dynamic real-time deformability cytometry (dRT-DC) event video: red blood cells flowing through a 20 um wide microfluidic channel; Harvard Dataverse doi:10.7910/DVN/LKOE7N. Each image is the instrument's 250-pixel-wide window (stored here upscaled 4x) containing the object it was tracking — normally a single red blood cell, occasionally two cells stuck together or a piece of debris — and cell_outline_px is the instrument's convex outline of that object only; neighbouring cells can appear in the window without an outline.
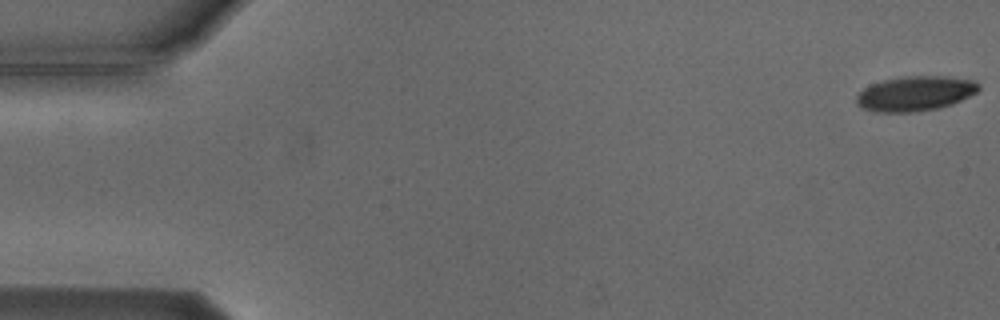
{"species": "Egyptian fruit bat (a non-hibernating species)", "species_latin": "Rousettus aegyptiacus", "temperature_condition": "cold", "stored_images_in_passage": 2, "camera_frame_rate_fps": 3000, "um_per_image_px": 0.085, "animal": {"sex": "male"}, "frame": {"image": 1, "passage_image": 2, "time_ms": 1.333, "image_size_px": [1000, 320], "cell_outline_px": [[980, 88], [976, 92], [952, 104], [940, 108], [912, 112], [876, 112], [860, 108], [856, 104], [856, 96], [864, 88], [872, 84], [884, 80], [904, 76], [948, 76], [976, 80], [980, 84]], "centroid_in_image_um": [77.79, 7.95], "position_along_channel_um": 7.2, "area_um2": 24.97}}